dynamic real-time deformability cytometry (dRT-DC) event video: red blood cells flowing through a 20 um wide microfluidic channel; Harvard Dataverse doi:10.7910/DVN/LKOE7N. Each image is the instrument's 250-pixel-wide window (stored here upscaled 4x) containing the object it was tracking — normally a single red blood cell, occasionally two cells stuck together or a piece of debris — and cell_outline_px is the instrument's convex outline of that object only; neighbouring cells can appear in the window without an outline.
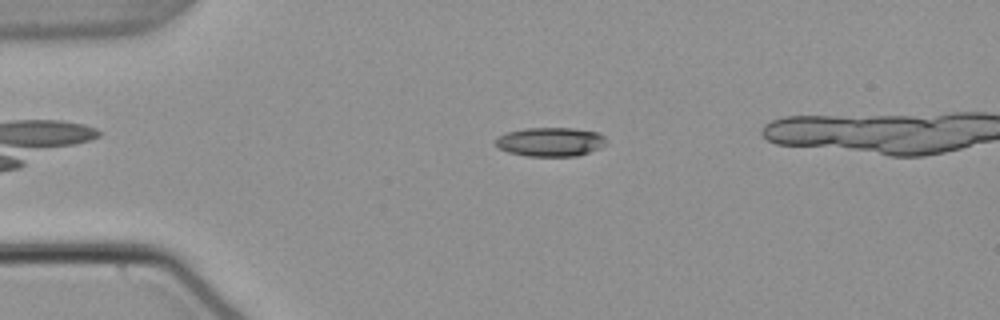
{"species": "common noctule bat (a hibernating species)", "species_latin": "Nyctalus noctula", "temperature_condition": "warm", "stored_images_in_passage": 40, "camera_frame_rate_fps": 3000, "um_per_image_px": 0.085, "animal": {"sex": "male", "body_mass_g": 21.5, "forearm_length_mm": 52.0}, "frame": {"image": 1, "passage_image": 4, "time_ms": 1.0, "image_size_px": [1000, 320], "cell_outline_px": [[604, 144], [600, 148], [576, 156], [528, 156], [508, 152], [500, 148], [496, 144], [496, 140], [500, 136], [508, 132], [524, 128], [572, 128], [596, 132], [604, 136]], "centroid_in_image_um": [46.78, 12.06], "position_along_channel_um": 38.2, "area_um2": 18.38}}
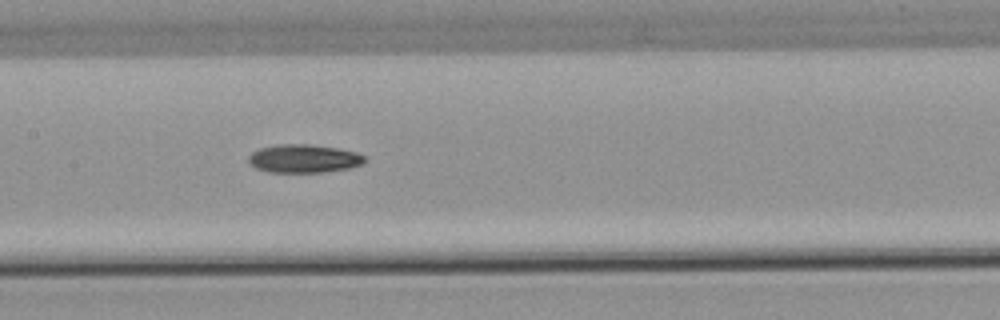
{"frame": {"image": 2, "passage_image": 18, "time_ms": 5.667, "image_size_px": [1000, 320], "cell_outline_px": [[364, 160], [360, 164], [348, 168], [324, 172], [268, 172], [256, 168], [248, 164], [248, 156], [252, 152], [260, 148], [276, 144], [312, 144], [336, 148], [356, 152], [364, 156]], "centroid_in_image_um": [25.75, 13.47], "position_along_channel_um": 181.6, "area_um2": 19.13}}
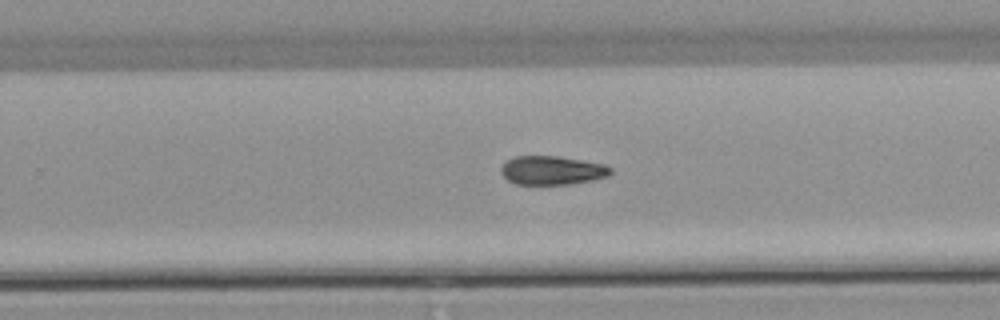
{"frame": {"image": 3, "passage_image": 26, "time_ms": 8.333, "image_size_px": [1000, 320], "cell_outline_px": [[612, 172], [608, 176], [592, 180], [572, 184], [516, 184], [508, 180], [500, 172], [500, 168], [512, 156], [556, 156], [604, 164], [612, 168]], "centroid_in_image_um": [46.92, 14.48], "position_along_channel_um": 282.9, "area_um2": 18.32}, "authors_computed_cell_mechanics": {"area_um2": 18.6116, "velocity_mm_per_s": 3.8266, "shape_relaxation_time_tau1_ms": 5.7219, "shape_relaxation_time_tau2_ms": null, "deformation_change_tau1": 0.1471, "deformation_change_tau2": null}}